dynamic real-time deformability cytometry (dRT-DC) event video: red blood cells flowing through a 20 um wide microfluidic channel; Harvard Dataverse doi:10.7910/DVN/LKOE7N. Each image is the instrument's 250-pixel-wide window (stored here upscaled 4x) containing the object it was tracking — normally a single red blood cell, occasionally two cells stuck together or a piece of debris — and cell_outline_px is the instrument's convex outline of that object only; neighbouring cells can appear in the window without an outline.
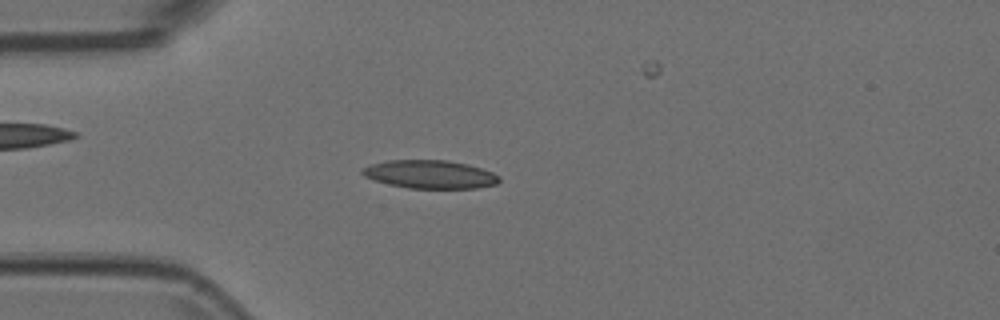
{"species": "Egyptian fruit bat (a non-hibernating species)", "species_latin": "Rousettus aegyptiacus", "temperature_condition": "room temperature", "stored_images_in_passage": 54, "camera_frame_rate_fps": 3000, "um_per_image_px": 0.085, "animal": {"sex": "female"}, "frame": {"image": 1, "passage_image": 14, "time_ms": 4.333, "image_size_px": [1000, 320], "cell_outline_px": [[500, 180], [496, 184], [476, 188], [408, 188], [388, 184], [364, 176], [360, 172], [360, 168], [372, 164], [388, 160], [448, 160], [468, 164], [492, 172], [500, 176]], "centroid_in_image_um": [36.54, 14.81], "position_along_channel_um": 48.5, "area_um2": 22.54}}
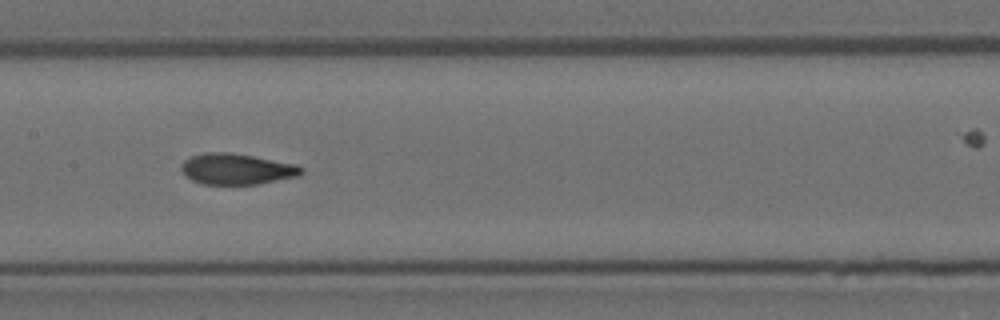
{"frame": {"image": 2, "passage_image": 26, "time_ms": 8.333, "image_size_px": [1000, 320], "cell_outline_px": [[304, 172], [296, 176], [256, 184], [200, 184], [184, 176], [180, 168], [184, 160], [192, 156], [208, 152], [232, 152], [296, 164], [304, 168]], "centroid_in_image_um": [20.09, 14.36], "position_along_channel_um": 187.3, "area_um2": 21.62}}
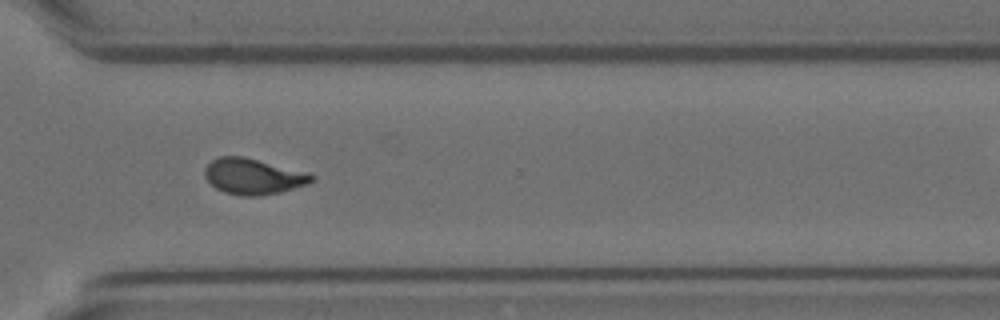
{"frame": {"image": 3, "passage_image": 39, "time_ms": 12.667, "image_size_px": [1000, 320], "cell_outline_px": [[316, 180], [308, 184], [280, 192], [256, 196], [240, 196], [224, 192], [216, 188], [204, 176], [204, 168], [212, 160], [220, 156], [244, 156], [308, 172], [316, 176]], "centroid_in_image_um": [21.55, 14.99], "position_along_channel_um": 349.1, "area_um2": 22.48}}